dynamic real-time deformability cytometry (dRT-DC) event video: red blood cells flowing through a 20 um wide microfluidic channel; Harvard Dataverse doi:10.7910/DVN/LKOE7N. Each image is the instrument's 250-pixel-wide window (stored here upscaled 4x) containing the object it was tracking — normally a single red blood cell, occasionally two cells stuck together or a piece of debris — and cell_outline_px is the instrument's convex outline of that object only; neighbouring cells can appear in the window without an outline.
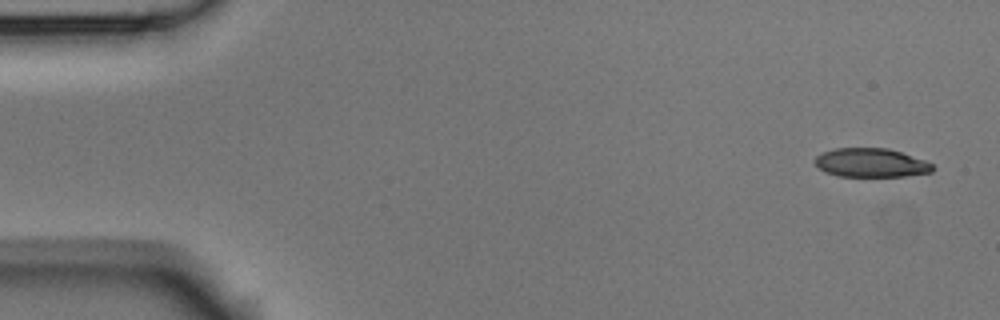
{"species": "Egyptian fruit bat (a non-hibernating species)", "species_latin": "Rousettus aegyptiacus", "temperature_condition": "room temperature", "stored_images_in_passage": 4, "camera_frame_rate_fps": 3000, "um_per_image_px": 0.085, "animal": {"sex": "male"}, "frame": {"image": 1, "passage_image": 1, "time_ms": 0.0, "image_size_px": [1000, 320], "cell_outline_px": [[936, 168], [932, 172], [904, 176], [836, 176], [824, 172], [816, 164], [816, 156], [824, 152], [836, 148], [888, 148], [924, 160], [932, 164]], "centroid_in_image_um": [74.05, 13.84], "position_along_channel_um": 11.0, "area_um2": 19.65}}